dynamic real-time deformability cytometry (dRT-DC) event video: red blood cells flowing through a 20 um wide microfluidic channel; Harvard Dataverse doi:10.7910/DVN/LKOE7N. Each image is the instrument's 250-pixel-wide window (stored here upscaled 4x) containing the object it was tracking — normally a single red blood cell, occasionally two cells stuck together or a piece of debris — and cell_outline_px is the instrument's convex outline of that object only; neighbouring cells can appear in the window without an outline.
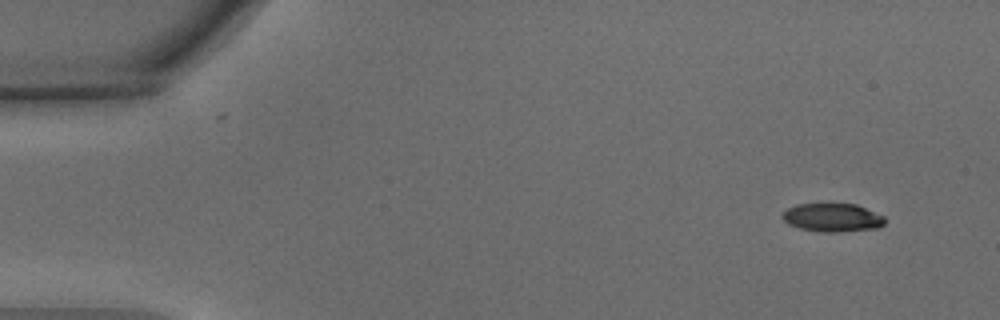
{"species": "common noctule bat (a hibernating species)", "species_latin": "Nyctalus noctula", "temperature_condition": "warm", "stored_images_in_passage": 49, "camera_frame_rate_fps": 3000, "um_per_image_px": 0.085, "animal": {"sex": "male", "body_mass_g": 15.6}, "frame": {"image": 1, "passage_image": 1, "time_ms": 0.0, "image_size_px": [1000, 320], "cell_outline_px": [[884, 224], [880, 228], [840, 232], [824, 232], [800, 228], [788, 224], [780, 216], [788, 208], [796, 204], [828, 200], [856, 204], [884, 216]], "centroid_in_image_um": [70.74, 18.44], "position_along_channel_um": 14.3, "area_um2": 17.8}}
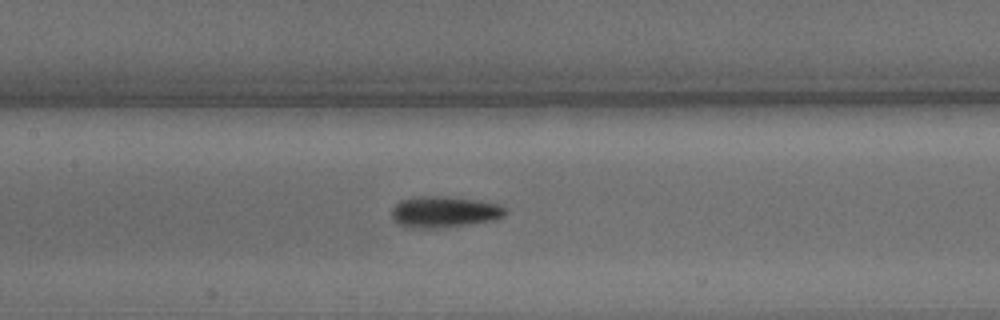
{"frame": {"image": 2, "passage_image": 23, "time_ms": 7.333, "image_size_px": [1000, 320], "cell_outline_px": [[508, 212], [504, 216], [492, 220], [468, 224], [436, 228], [424, 228], [400, 224], [392, 216], [392, 208], [400, 200], [420, 196], [444, 196], [480, 200], [500, 204]], "centroid_in_image_um": [37.81, 17.98], "position_along_channel_um": 169.6, "area_um2": 20.4}}
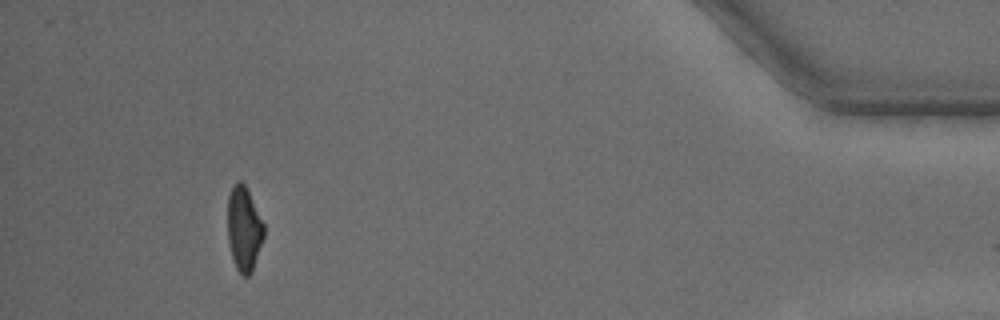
{"frame": {"image": 3, "passage_image": 48, "time_ms": 15.667, "image_size_px": [1000, 320], "cell_outline_px": [[264, 236], [252, 272], [248, 276], [244, 276], [236, 268], [232, 260], [228, 244], [228, 196], [236, 180], [240, 180], [244, 184], [264, 224]], "centroid_in_image_um": [20.72, 19.47], "position_along_channel_um": 414.5, "area_um2": 17.74}}